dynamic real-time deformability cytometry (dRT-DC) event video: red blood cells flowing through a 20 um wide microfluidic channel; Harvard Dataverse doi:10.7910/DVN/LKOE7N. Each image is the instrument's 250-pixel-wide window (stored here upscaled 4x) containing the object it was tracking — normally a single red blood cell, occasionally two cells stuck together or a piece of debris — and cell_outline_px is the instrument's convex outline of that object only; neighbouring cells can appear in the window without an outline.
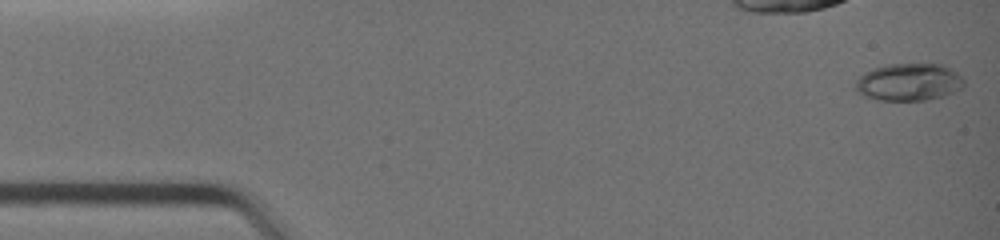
{"species": "common noctule bat (a hibernating species)", "species_latin": "Nyctalus noctula", "temperature_condition": "warm", "stored_images_in_passage": 40, "camera_frame_rate_fps": 3000, "um_per_image_px": 0.085, "animal": {"sex": "female", "body_mass_g": 19.0, "forearm_length_mm": 51.5}, "frame": {"image": 1, "passage_image": 1, "time_ms": 0.0, "image_size_px": [1000, 240], "cell_outline_px": [[964, 88], [944, 96], [928, 100], [876, 100], [864, 96], [856, 92], [856, 80], [864, 72], [872, 68], [888, 64], [944, 64], [956, 72], [964, 80]], "centroid_in_image_um": [77.25, 6.98], "position_along_channel_um": 7.7, "area_um2": 23.87}}
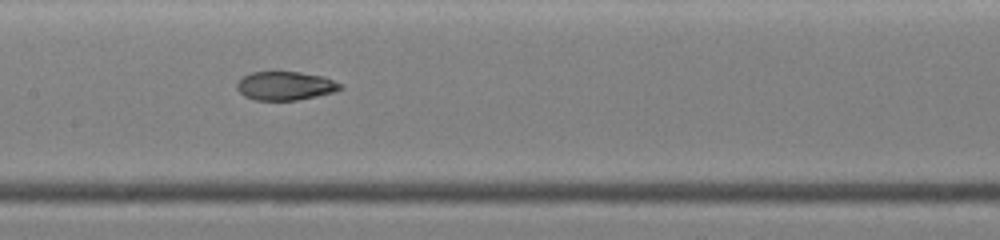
{"frame": {"image": 2, "passage_image": 20, "time_ms": 6.333, "image_size_px": [1000, 240], "cell_outline_px": [[344, 88], [336, 92], [296, 100], [256, 100], [244, 96], [236, 88], [236, 84], [244, 76], [252, 72], [300, 72], [324, 76], [344, 84]], "centroid_in_image_um": [24.31, 7.29], "position_along_channel_um": 183.1, "area_um2": 17.4}}
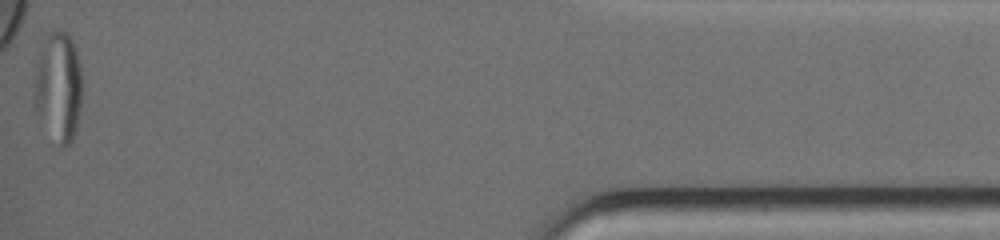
{"frame": {"image": 3, "passage_image": 40, "time_ms": 13.0, "image_size_px": [1000, 240], "cell_outline_px": [[80, 104], [76, 132], [72, 140], [64, 148], [56, 148], [36, 112], [36, 68], [48, 32], [52, 28], [60, 28], [68, 32], [76, 48], [80, 64]], "centroid_in_image_um": [4.99, 7.42], "position_along_channel_um": 430.2, "area_um2": 30.52}}